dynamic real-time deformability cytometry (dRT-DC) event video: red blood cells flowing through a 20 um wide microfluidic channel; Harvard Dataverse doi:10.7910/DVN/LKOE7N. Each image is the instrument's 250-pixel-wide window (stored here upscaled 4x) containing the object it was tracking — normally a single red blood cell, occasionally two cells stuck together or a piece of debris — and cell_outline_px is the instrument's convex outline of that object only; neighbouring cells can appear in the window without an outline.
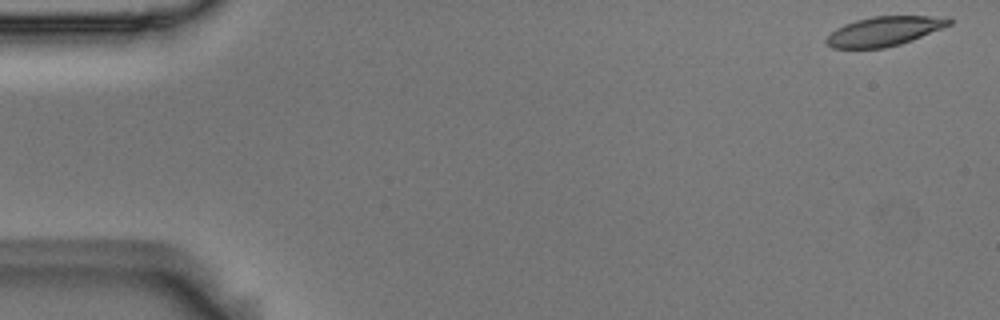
{"species": "Egyptian fruit bat (a non-hibernating species)", "species_latin": "Rousettus aegyptiacus", "temperature_condition": "room temperature", "stored_images_in_passage": 54, "camera_frame_rate_fps": 3000, "um_per_image_px": 0.085, "animal": {"sex": "male"}, "frame": {"image": 1, "passage_image": 1, "time_ms": 0.0, "image_size_px": [1000, 320], "cell_outline_px": [[952, 24], [912, 40], [900, 44], [884, 48], [832, 48], [824, 40], [836, 28], [844, 24], [856, 20], [872, 16], [948, 16], [952, 20]], "centroid_in_image_um": [75.18, 2.64], "position_along_channel_um": 9.8, "area_um2": 21.04}}
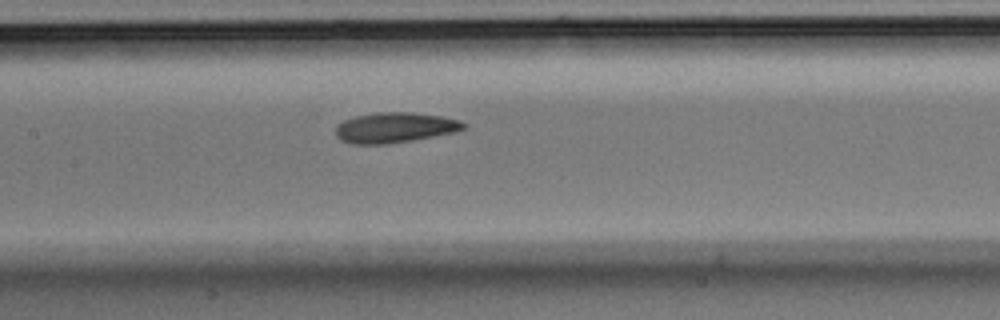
{"frame": {"image": 2, "passage_image": 25, "time_ms": 8.0, "image_size_px": [1000, 320], "cell_outline_px": [[468, 128], [456, 132], [412, 140], [388, 144], [352, 144], [340, 140], [336, 136], [336, 124], [344, 120], [356, 116], [376, 112], [412, 112], [440, 116], [460, 120], [468, 124]], "centroid_in_image_um": [33.58, 10.84], "position_along_channel_um": 173.8, "area_um2": 22.83}}
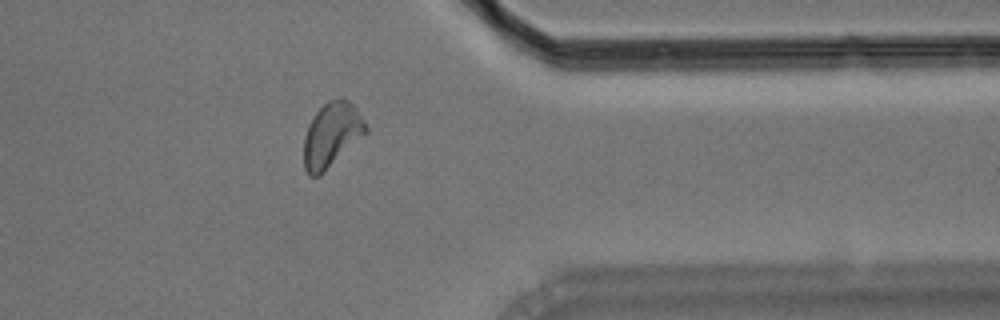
{"frame": {"image": 3, "passage_image": 43, "time_ms": 14.0, "image_size_px": [1000, 320], "cell_outline_px": [[368, 132], [320, 176], [308, 176], [304, 168], [304, 136], [308, 124], [316, 112], [328, 100], [340, 96], [348, 100], [356, 108], [368, 128]], "centroid_in_image_um": [28.18, 11.46], "position_along_channel_um": 383.2, "area_um2": 23.47}, "authors_computed_cell_mechanics": {"area_um2": 22.3108, "velocity_mm_per_s": 3.6765, "shape_relaxation_time_tau1_ms": 7.9408, "shape_relaxation_time_tau2_ms": 1.894, "deformation_change_tau1": 0.1745, "deformation_change_tau2": 0.0686}}